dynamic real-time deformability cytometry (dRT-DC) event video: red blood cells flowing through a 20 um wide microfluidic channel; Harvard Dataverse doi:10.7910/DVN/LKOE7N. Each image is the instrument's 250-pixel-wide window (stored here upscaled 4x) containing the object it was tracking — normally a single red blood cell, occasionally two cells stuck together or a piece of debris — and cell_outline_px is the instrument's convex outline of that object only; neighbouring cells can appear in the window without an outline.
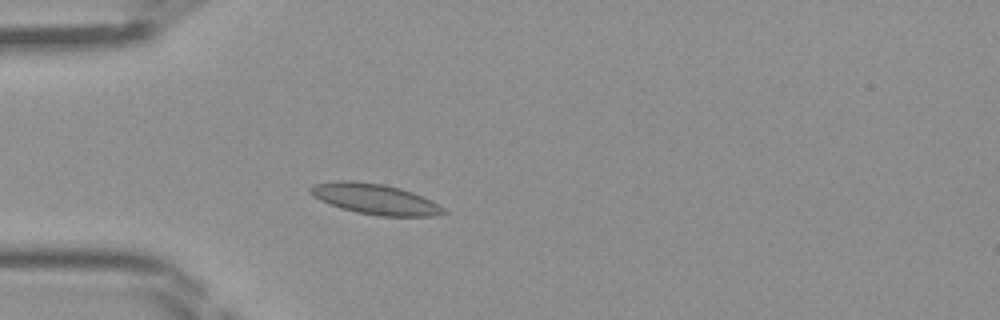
{"species": "Egyptian fruit bat (a non-hibernating species)", "species_latin": "Rousettus aegyptiacus", "temperature_condition": "room temperature", "stored_images_in_passage": 43, "camera_frame_rate_fps": 3000, "um_per_image_px": 0.085, "frame": {"image": 1, "passage_image": 10, "time_ms": 3.0, "image_size_px": [1000, 320], "cell_outline_px": [[448, 212], [432, 216], [380, 216], [356, 212], [340, 208], [320, 200], [312, 196], [308, 192], [308, 188], [312, 184], [336, 180], [352, 180], [384, 184], [400, 188], [412, 192], [432, 200], [444, 208]], "centroid_in_image_um": [31.83, 16.9], "position_along_channel_um": 53.2, "area_um2": 23.93}}
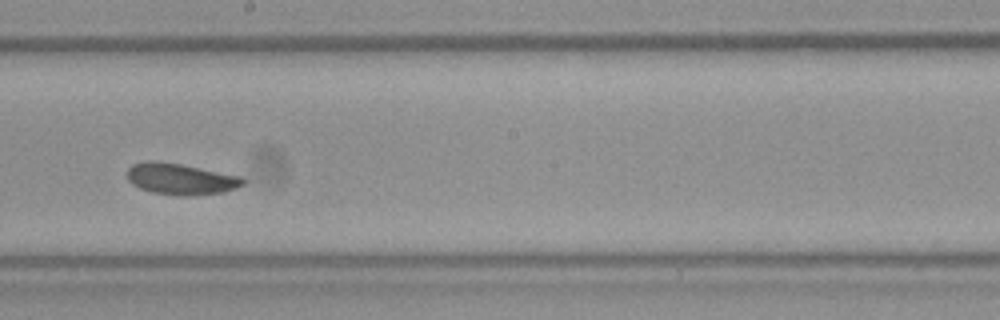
{"frame": {"image": 2, "passage_image": 23, "time_ms": 7.333, "image_size_px": [1000, 320], "cell_outline_px": [[244, 184], [236, 188], [224, 192], [184, 196], [180, 196], [152, 192], [140, 188], [132, 184], [128, 180], [128, 168], [132, 164], [148, 160], [156, 160], [180, 164], [240, 176], [244, 180]], "centroid_in_image_um": [15.33, 15.21], "position_along_channel_um": 232.9, "area_um2": 20.98}}
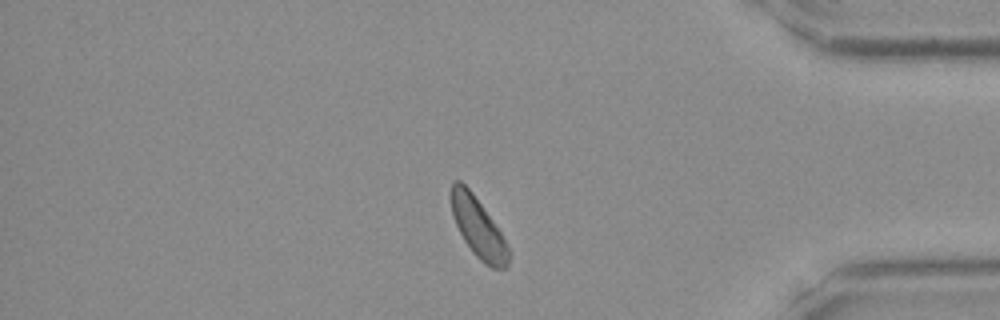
{"frame": {"image": 3, "passage_image": 36, "time_ms": 11.667, "image_size_px": [1000, 320], "cell_outline_px": [[512, 252], [508, 268], [492, 268], [484, 264], [476, 256], [464, 240], [456, 224], [452, 212], [452, 180], [460, 180], [472, 192], [492, 220], [508, 244]], "centroid_in_image_um": [40.7, 19.41], "position_along_channel_um": 394.5, "area_um2": 19.83}}